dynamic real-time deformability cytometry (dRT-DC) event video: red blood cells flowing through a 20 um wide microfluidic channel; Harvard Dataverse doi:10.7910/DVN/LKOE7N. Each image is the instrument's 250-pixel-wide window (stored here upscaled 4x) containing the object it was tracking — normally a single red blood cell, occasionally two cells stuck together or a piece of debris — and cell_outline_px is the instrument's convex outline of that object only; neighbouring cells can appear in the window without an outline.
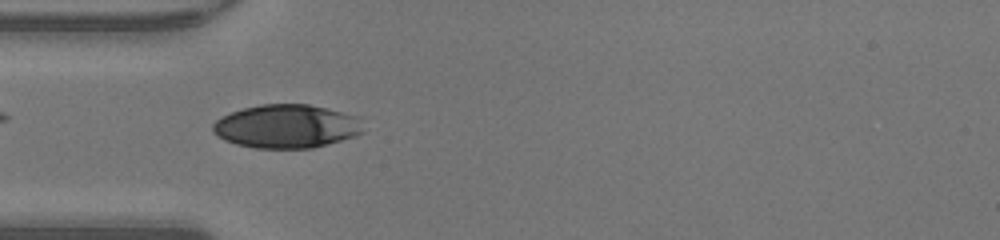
{"species": "human", "species_latin": "Homo sapiens", "temperature_condition": "warm", "stored_images_in_passage": 47, "camera_frame_rate_fps": 3000, "um_per_image_px": 0.085, "donor": {"sex": "male"}, "frame": {"image": 1, "passage_image": 14, "time_ms": 4.333, "image_size_px": [1000, 240], "cell_outline_px": [[364, 132], [356, 136], [328, 144], [312, 148], [256, 148], [236, 144], [224, 140], [216, 136], [212, 132], [212, 124], [216, 120], [232, 112], [244, 108], [260, 104], [308, 104], [360, 116]], "centroid_in_image_um": [24.38, 10.74], "position_along_channel_um": 60.6, "area_um2": 38.38}}
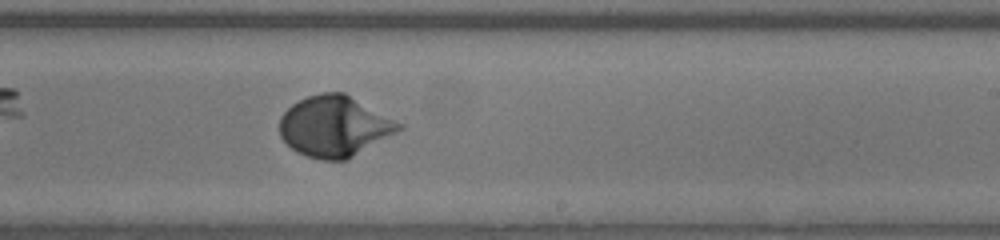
{"frame": {"image": 2, "passage_image": 28, "time_ms": 9.0, "image_size_px": [1000, 240], "cell_outline_px": [[404, 128], [348, 160], [320, 160], [308, 156], [292, 148], [280, 136], [280, 116], [292, 104], [308, 96], [324, 92], [344, 92], [404, 124]], "centroid_in_image_um": [28.46, 10.74], "position_along_channel_um": 260.5, "area_um2": 42.14}}
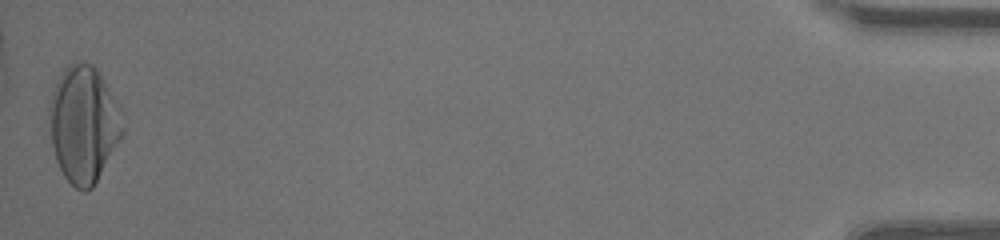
{"frame": {"image": 3, "passage_image": 47, "time_ms": 15.333, "image_size_px": [1000, 240], "cell_outline_px": [[124, 136], [92, 188], [88, 192], [84, 192], [76, 188], [64, 176], [56, 160], [52, 144], [48, 112], [48, 104], [52, 92], [64, 68], [68, 64], [76, 60], [84, 60], [92, 64], [96, 68], [124, 112]], "centroid_in_image_um": [7.14, 10.54], "position_along_channel_um": 428.1, "area_um2": 50.63}, "authors_computed_cell_mechanics": {"area_um2": 40.2866, "velocity_mm_per_s": 4.2844, "shape_relaxation_time_tau1_ms": 2.5263, "shape_relaxation_time_tau2_ms": null, "deformation_change_tau1": 0.1983, "deformation_change_tau2": null}}